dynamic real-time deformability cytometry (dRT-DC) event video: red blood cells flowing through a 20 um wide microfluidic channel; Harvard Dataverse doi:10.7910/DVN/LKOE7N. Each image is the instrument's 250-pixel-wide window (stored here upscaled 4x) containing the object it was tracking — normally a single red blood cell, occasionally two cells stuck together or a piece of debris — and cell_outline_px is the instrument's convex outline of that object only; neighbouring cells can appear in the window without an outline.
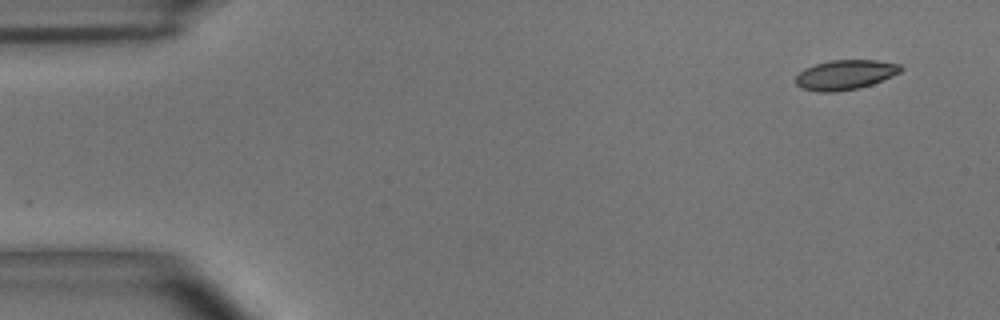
{"species": "common noctule bat (a hibernating species)", "species_latin": "Nyctalus noctula", "temperature_condition": "room temperature", "stored_images_in_passage": 52, "camera_frame_rate_fps": 3000, "um_per_image_px": 0.085, "animal": {"sex": "male", "body_mass_g": 15.6}, "frame": {"image": 1, "passage_image": 1, "time_ms": 0.0, "image_size_px": [1000, 320], "cell_outline_px": [[904, 68], [900, 72], [892, 76], [872, 84], [860, 88], [836, 92], [816, 92], [800, 88], [796, 84], [796, 76], [804, 68], [816, 64], [832, 60], [876, 60], [900, 64]], "centroid_in_image_um": [71.84, 6.36], "position_along_channel_um": 13.2, "area_um2": 18.32}}
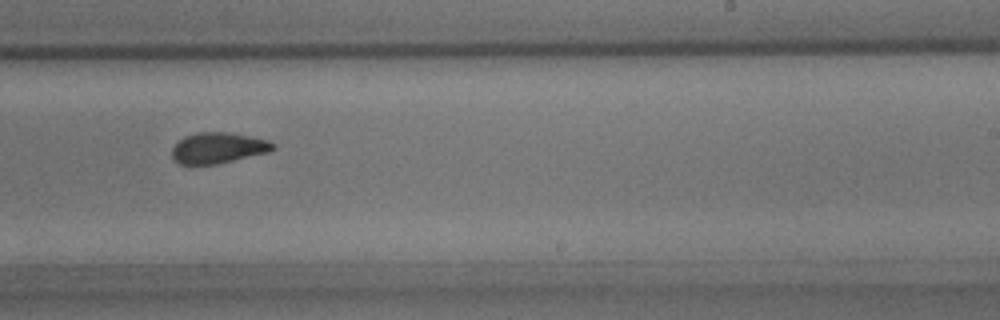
{"frame": {"image": 2, "passage_image": 31, "time_ms": 10.0, "image_size_px": [1000, 320], "cell_outline_px": [[276, 148], [268, 152], [216, 164], [180, 164], [172, 156], [172, 148], [184, 136], [200, 132], [228, 132], [268, 140], [276, 144]], "centroid_in_image_um": [18.56, 12.56], "position_along_channel_um": 270.4, "area_um2": 17.92}}
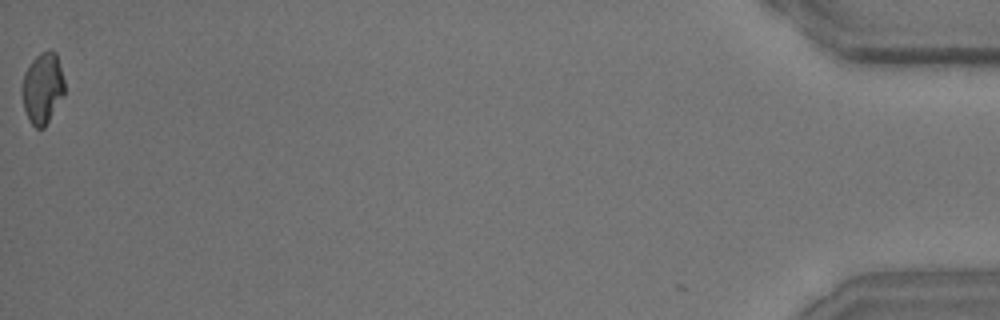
{"frame": {"image": 3, "passage_image": 52, "time_ms": 17.0, "image_size_px": [1000, 320], "cell_outline_px": [[64, 96], [44, 128], [36, 128], [28, 120], [24, 108], [20, 92], [20, 88], [24, 72], [32, 60], [40, 52], [48, 48], [52, 48], [56, 52], [64, 80]], "centroid_in_image_um": [3.6, 7.47], "position_along_channel_um": 431.6, "area_um2": 18.03}, "authors_computed_cell_mechanics": {"area_um2": 18.6983, "velocity_mm_per_s": 3.6596, "shape_relaxation_time_tau1_ms": 5.9607, "shape_relaxation_time_tau2_ms": 1.8188, "deformation_change_tau1": 0.1435, "deformation_change_tau2": 0.0717}}